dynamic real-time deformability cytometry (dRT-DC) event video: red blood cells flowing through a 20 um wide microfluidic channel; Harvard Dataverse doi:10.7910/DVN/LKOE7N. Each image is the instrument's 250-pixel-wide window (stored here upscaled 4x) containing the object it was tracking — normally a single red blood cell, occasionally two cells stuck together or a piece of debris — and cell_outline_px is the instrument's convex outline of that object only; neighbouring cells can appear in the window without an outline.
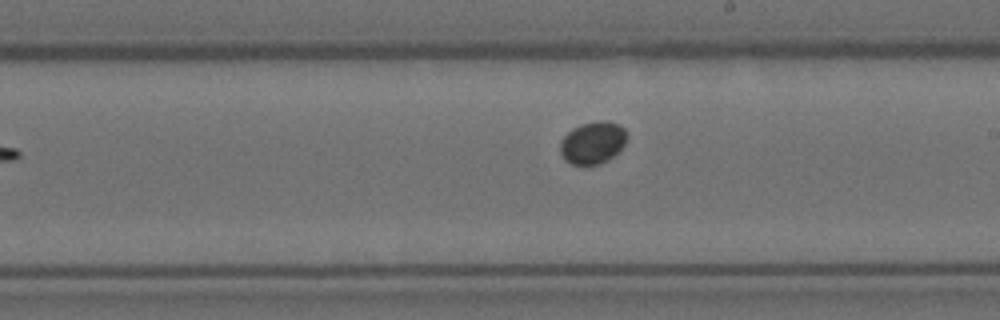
{"species": "Egyptian fruit bat (a non-hibernating species)", "species_latin": "Rousettus aegyptiacus", "temperature_condition": "room temperature", "stored_images_in_passage": 10, "camera_frame_rate_fps": 3000, "um_per_image_px": 0.085, "animal": {"sex": "female"}, "frame": {"image": 1, "passage_image": 10, "time_ms": 3.0, "image_size_px": [1000, 320], "cell_outline_px": [[628, 136], [624, 144], [612, 156], [600, 164], [572, 164], [564, 160], [560, 152], [560, 140], [572, 128], [580, 124], [600, 120], [604, 120], [620, 124], [628, 132]], "centroid_in_image_um": [50.38, 12.1], "position_along_channel_um": 238.6, "area_um2": 16.47}}